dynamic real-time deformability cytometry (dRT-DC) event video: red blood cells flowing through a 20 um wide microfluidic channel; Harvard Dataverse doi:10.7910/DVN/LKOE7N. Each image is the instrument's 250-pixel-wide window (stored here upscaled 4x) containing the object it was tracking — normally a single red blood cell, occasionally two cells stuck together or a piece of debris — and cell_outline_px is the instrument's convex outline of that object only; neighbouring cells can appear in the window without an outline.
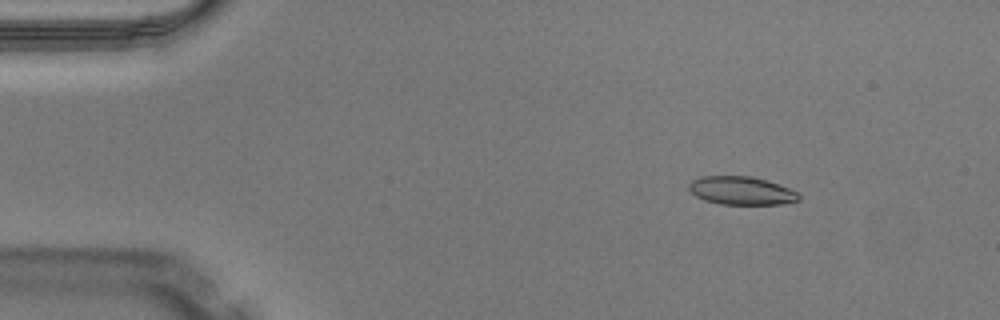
{"species": "Egyptian fruit bat (a non-hibernating species)", "species_latin": "Rousettus aegyptiacus", "temperature_condition": "warm", "stored_images_in_passage": 43, "camera_frame_rate_fps": 3000, "um_per_image_px": 0.085, "animal": {"sex": "male"}, "frame": {"image": 1, "passage_image": 1, "time_ms": 0.0, "image_size_px": [1000, 320], "cell_outline_px": [[800, 200], [780, 204], [720, 204], [704, 200], [696, 196], [688, 188], [688, 184], [692, 180], [700, 176], [752, 176], [800, 192]], "centroid_in_image_um": [63.0, 16.2], "position_along_channel_um": 22.0, "area_um2": 18.03}}
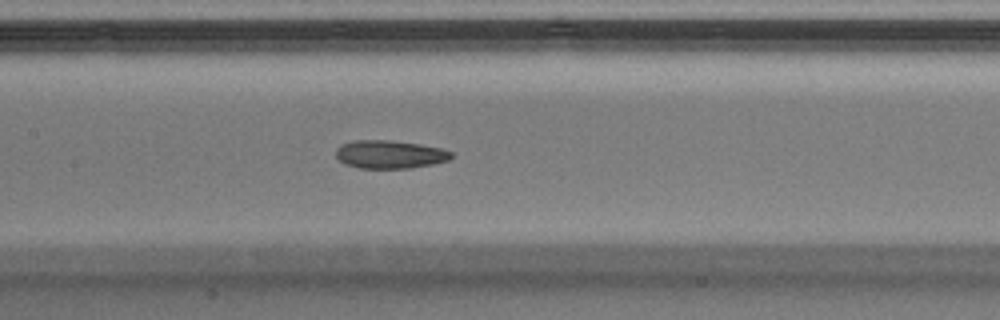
{"frame": {"image": 2, "passage_image": 18, "time_ms": 5.667, "image_size_px": [1000, 320], "cell_outline_px": [[452, 156], [448, 160], [432, 164], [412, 168], [360, 168], [344, 164], [336, 156], [336, 148], [340, 144], [352, 140], [388, 140], [420, 144], [440, 148], [452, 152]], "centroid_in_image_um": [33.09, 13.12], "position_along_channel_um": 174.3, "area_um2": 18.96}}
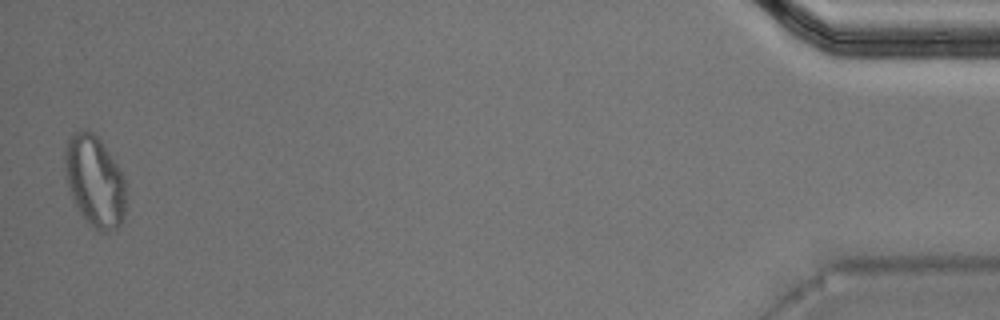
{"frame": {"image": 3, "passage_image": 43, "time_ms": 14.0, "image_size_px": [1000, 320], "cell_outline_px": [[124, 220], [116, 228], [108, 232], [100, 232], [80, 212], [72, 196], [68, 184], [64, 168], [64, 152], [68, 136], [72, 132], [84, 128], [92, 132], [100, 140], [124, 176]], "centroid_in_image_um": [8.03, 15.35], "position_along_channel_um": 427.2, "area_um2": 32.02}, "authors_computed_cell_mechanics": {"area_um2": 19.5364, "velocity_mm_per_s": 4.0989, "shape_relaxation_time_tau1_ms": 7.7658, "shape_relaxation_time_tau2_ms": 1.9603, "deformation_change_tau1": 0.1654, "deformation_change_tau2": 0.0799}}